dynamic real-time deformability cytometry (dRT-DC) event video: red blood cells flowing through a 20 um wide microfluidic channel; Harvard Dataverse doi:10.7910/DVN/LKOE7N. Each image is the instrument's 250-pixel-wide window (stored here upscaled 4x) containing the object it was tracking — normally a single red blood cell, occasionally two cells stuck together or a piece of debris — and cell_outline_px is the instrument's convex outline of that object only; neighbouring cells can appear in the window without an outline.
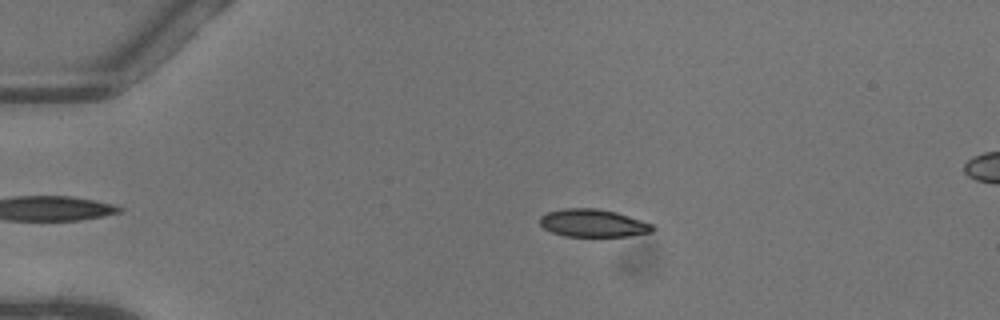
{"species": "common noctule bat (a hibernating species)", "species_latin": "Nyctalus noctula", "temperature_condition": "warm", "stored_images_in_passage": 50, "camera_frame_rate_fps": 3000, "um_per_image_px": 0.085, "animal": {"sex": "female"}, "frame": {"image": 1, "passage_image": 10, "time_ms": 3.0, "image_size_px": [1000, 320], "cell_outline_px": [[656, 228], [652, 232], [628, 236], [564, 236], [552, 232], [544, 228], [540, 224], [540, 216], [548, 212], [564, 208], [596, 208], [616, 212], [652, 224]], "centroid_in_image_um": [50.4, 18.96], "position_along_channel_um": 34.6, "area_um2": 18.15}}
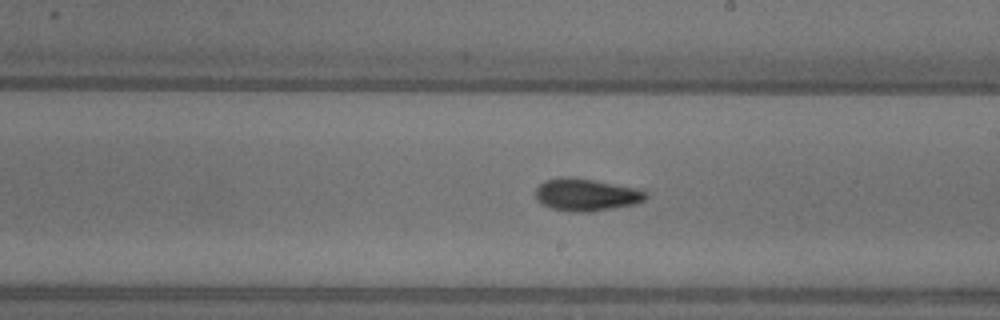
{"frame": {"image": 2, "passage_image": 29, "time_ms": 9.333, "image_size_px": [1000, 320], "cell_outline_px": [[648, 196], [644, 200], [636, 204], [592, 212], [576, 212], [552, 208], [540, 204], [536, 200], [536, 188], [544, 180], [560, 176], [568, 176], [592, 180], [636, 188], [648, 192]], "centroid_in_image_um": [49.81, 16.55], "position_along_channel_um": 239.2, "area_um2": 20.92}}
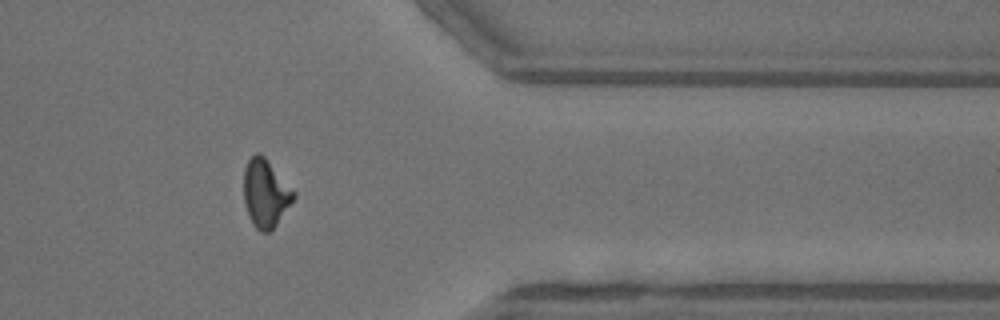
{"frame": {"image": 3, "passage_image": 41, "time_ms": 13.333, "image_size_px": [1000, 320], "cell_outline_px": [[296, 196], [276, 224], [268, 232], [260, 232], [252, 224], [244, 204], [244, 168], [248, 160], [256, 152], [260, 152], [264, 156], [296, 192]], "centroid_in_image_um": [22.56, 16.41], "position_along_channel_um": 388.8, "area_um2": 19.65}, "authors_computed_cell_mechanics": {"area_um2": 19.0162, "velocity_mm_per_s": 4.0937, "shape_relaxation_time_tau1_ms": 3.761, "shape_relaxation_time_tau2_ms": 3.0206, "deformation_change_tau1": 0.15, "deformation_change_tau2": 0.0908}}